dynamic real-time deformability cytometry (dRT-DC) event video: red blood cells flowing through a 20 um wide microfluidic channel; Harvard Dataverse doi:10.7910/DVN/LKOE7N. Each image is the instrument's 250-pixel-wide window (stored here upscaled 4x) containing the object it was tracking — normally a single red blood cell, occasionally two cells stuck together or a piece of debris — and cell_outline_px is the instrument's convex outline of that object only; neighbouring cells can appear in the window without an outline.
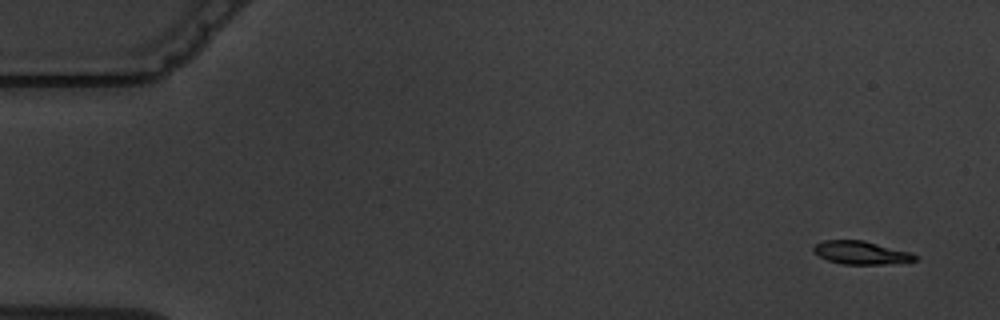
{"species": "common noctule bat (a hibernating species)", "species_latin": "Nyctalus noctula", "temperature_condition": "warm", "stored_images_in_passage": 6, "camera_frame_rate_fps": 3000, "um_per_image_px": 0.085, "animal": {"sex": "male", "body_mass_g": 19.5, "forearm_length_mm": 54.6}, "frame": {"image": 1, "passage_image": 1, "time_ms": 0.0, "image_size_px": [1000, 320], "cell_outline_px": [[916, 260], [884, 264], [844, 264], [828, 260], [812, 252], [812, 248], [816, 244], [824, 240], [864, 240], [912, 252], [916, 256]], "centroid_in_image_um": [73.17, 21.46], "position_along_channel_um": 11.8, "area_um2": 13.64}}